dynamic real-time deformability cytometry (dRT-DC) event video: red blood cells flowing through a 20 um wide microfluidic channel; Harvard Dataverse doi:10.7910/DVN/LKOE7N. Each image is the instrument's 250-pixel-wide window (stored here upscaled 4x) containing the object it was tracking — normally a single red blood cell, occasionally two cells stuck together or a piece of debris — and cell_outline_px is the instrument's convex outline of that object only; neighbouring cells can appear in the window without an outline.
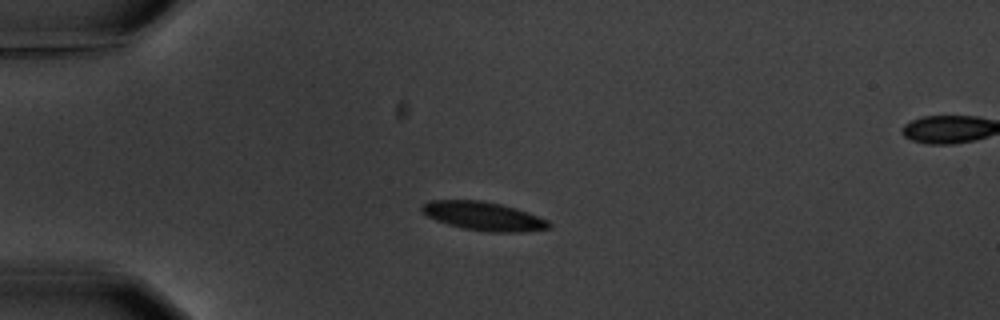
{"species": "common noctule bat (a hibernating species)", "species_latin": "Nyctalus noctula", "temperature_condition": "warm", "stored_images_in_passage": 5, "segment_of_instrument_passage": [1, 2], "camera_frame_rate_fps": 3000, "um_per_image_px": 0.085, "animal": {"sex": "male", "body_mass_g": 20.1, "forearm_length_mm": 53.5}, "frame": {"image": 1, "passage_image": 3, "time_ms": 3.667, "image_size_px": [1000, 320], "cell_outline_px": [[552, 228], [524, 232], [488, 232], [464, 228], [448, 224], [436, 220], [420, 212], [420, 204], [428, 200], [480, 200], [500, 204], [516, 208], [528, 212], [548, 220], [552, 224]], "centroid_in_image_um": [41.09, 18.37], "position_along_channel_um": 43.9, "area_um2": 21.44}}